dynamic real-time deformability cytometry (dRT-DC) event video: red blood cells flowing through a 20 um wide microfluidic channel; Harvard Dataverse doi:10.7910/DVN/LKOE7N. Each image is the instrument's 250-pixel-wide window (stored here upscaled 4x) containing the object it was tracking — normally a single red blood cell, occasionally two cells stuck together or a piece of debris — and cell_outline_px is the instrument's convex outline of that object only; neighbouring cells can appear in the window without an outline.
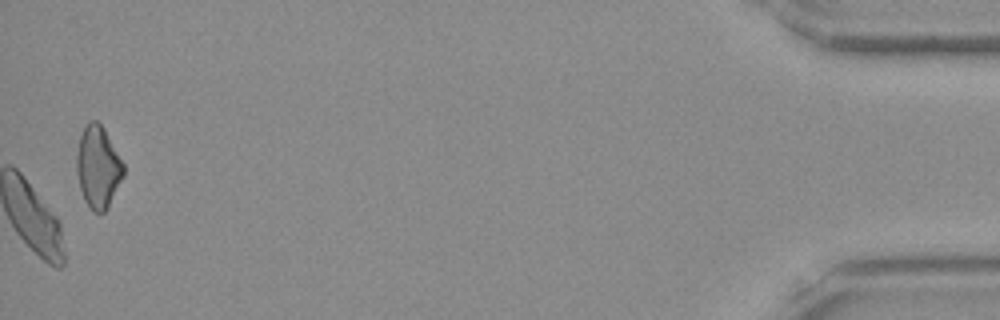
{"species": "Egyptian fruit bat (a non-hibernating species)", "species_latin": "Rousettus aegyptiacus", "temperature_condition": "room temperature", "stored_images_in_passage": 51, "camera_frame_rate_fps": 3000, "um_per_image_px": 0.085, "frame": {"image": 1, "passage_image": 51, "time_ms": 16.667, "image_size_px": [1000, 320], "cell_outline_px": [[124, 176], [108, 208], [104, 212], [92, 212], [84, 200], [80, 188], [76, 172], [76, 156], [80, 136], [88, 120], [96, 120], [104, 128], [124, 164]], "centroid_in_image_um": [8.33, 14.21], "position_along_channel_um": 426.9, "area_um2": 22.54}, "authors_computed_cell_mechanics": {"area_um2": 26.5302, "velocity_mm_per_s": 4.067, "shape_relaxation_time_tau1_ms": 4.6482, "shape_relaxation_time_tau2_ms": 2.8015, "deformation_change_tau1": 0.1341, "deformation_change_tau2": 0.0913}}